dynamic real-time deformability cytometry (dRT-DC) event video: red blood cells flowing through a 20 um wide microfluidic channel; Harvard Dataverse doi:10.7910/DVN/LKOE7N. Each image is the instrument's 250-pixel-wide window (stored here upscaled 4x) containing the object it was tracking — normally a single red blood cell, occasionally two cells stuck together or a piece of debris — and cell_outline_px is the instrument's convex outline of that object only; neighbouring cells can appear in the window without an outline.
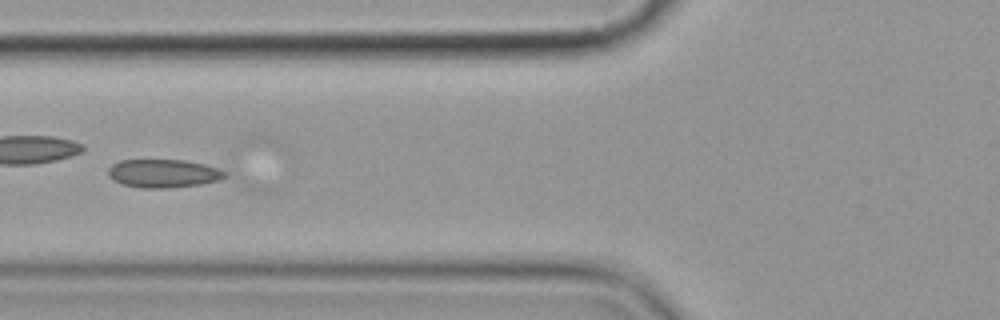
{"species": "common noctule bat (a hibernating species)", "species_latin": "Nyctalus noctula", "temperature_condition": "cold", "stored_images_in_passage": 10, "camera_frame_rate_fps": 3000, "um_per_image_px": 0.085, "animal": {"sex": "female", "body_mass_g": 19.9}, "frame": {"image": 1, "passage_image": 6, "time_ms": 6.667, "image_size_px": [1000, 320], "cell_outline_px": [[228, 176], [216, 180], [200, 184], [168, 188], [140, 188], [124, 184], [108, 176], [108, 168], [112, 164], [120, 160], [184, 160], [204, 164], [228, 172]], "centroid_in_image_um": [13.89, 14.73], "position_along_channel_um": 111.9, "area_um2": 19.13}}
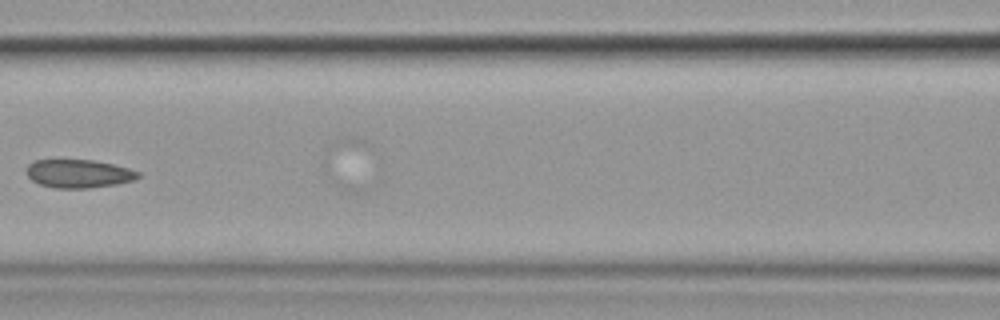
{"frame": {"image": 2, "passage_image": 7, "time_ms": 8.0, "image_size_px": [1000, 320], "cell_outline_px": [[140, 176], [132, 180], [116, 184], [88, 188], [56, 188], [40, 184], [32, 180], [28, 176], [28, 164], [36, 160], [92, 160], [112, 164], [128, 168], [140, 172]], "centroid_in_image_um": [6.69, 14.76], "position_along_channel_um": 159.9, "area_um2": 18.15}}
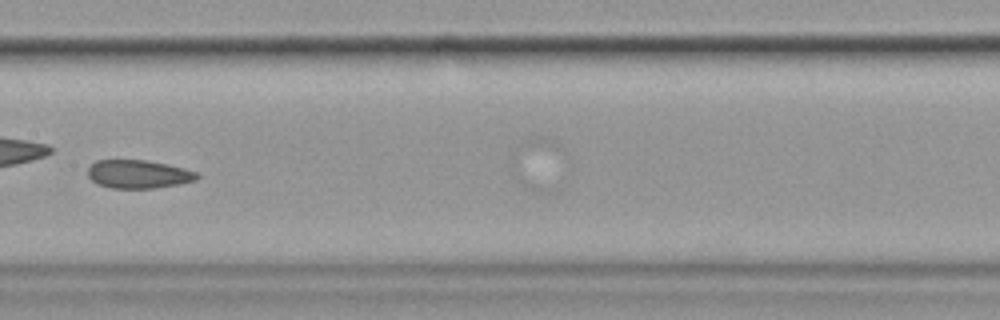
{"frame": {"image": 3, "passage_image": 8, "time_ms": 9.0, "image_size_px": [1000, 320], "cell_outline_px": [[200, 176], [196, 180], [180, 184], [152, 188], [112, 188], [96, 184], [88, 176], [88, 168], [96, 160], [144, 160], [168, 164], [200, 172]], "centroid_in_image_um": [11.79, 14.8], "position_along_channel_um": 195.6, "area_um2": 18.15}}